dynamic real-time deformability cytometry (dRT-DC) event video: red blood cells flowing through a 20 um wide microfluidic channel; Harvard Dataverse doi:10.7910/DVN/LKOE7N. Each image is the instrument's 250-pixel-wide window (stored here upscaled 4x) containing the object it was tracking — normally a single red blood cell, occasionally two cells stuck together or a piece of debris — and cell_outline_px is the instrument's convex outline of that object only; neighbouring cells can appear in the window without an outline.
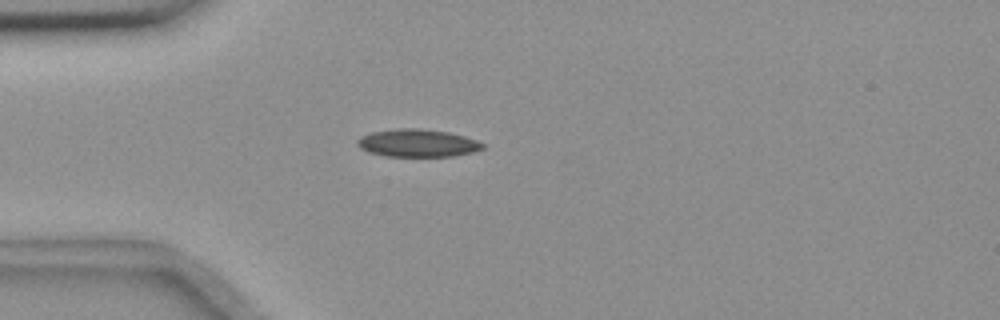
{"species": "common noctule bat (a hibernating species)", "species_latin": "Nyctalus noctula", "temperature_condition": "room temperature", "stored_images_in_passage": 4, "camera_frame_rate_fps": 3000, "um_per_image_px": 0.085, "animal": {"sex": "female", "body_mass_g": 18.4}, "frame": {"image": 1, "passage_image": 4, "time_ms": 4.0, "image_size_px": [1000, 320], "cell_outline_px": [[484, 148], [472, 152], [452, 156], [384, 156], [368, 152], [360, 148], [356, 144], [356, 140], [360, 136], [372, 132], [396, 128], [420, 128], [448, 132], [464, 136], [476, 140], [484, 144]], "centroid_in_image_um": [35.45, 12.15], "position_along_channel_um": 49.6, "area_um2": 20.29}}